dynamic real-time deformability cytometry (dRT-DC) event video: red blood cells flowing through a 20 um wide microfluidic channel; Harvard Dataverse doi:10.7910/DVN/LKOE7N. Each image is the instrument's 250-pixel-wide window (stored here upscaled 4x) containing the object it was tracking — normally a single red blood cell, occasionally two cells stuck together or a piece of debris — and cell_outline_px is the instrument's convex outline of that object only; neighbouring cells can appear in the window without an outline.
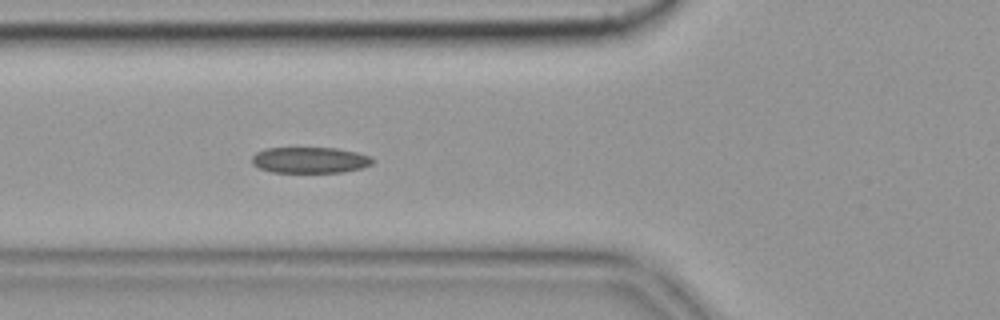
{"species": "common noctule bat (a hibernating species)", "species_latin": "Nyctalus noctula", "temperature_condition": "cold", "stored_images_in_passage": 42, "camera_frame_rate_fps": 3000, "um_per_image_px": 0.085, "animal": {"sex": "female", "body_mass_g": 19.9}, "frame": {"image": 1, "passage_image": 7, "time_ms": 2.0, "image_size_px": [1000, 320], "cell_outline_px": [[372, 164], [360, 168], [344, 172], [272, 172], [260, 168], [252, 164], [252, 156], [256, 152], [268, 148], [336, 148], [356, 152], [368, 156], [372, 160]], "centroid_in_image_um": [26.31, 13.61], "position_along_channel_um": 99.5, "area_um2": 18.09}, "authors_computed_cell_mechanics": {"area_um2": 18.5538, "velocity_mm_per_s": 3.6282, "shape_relaxation_time_tau1_ms": null, "shape_relaxation_time_tau2_ms": 4.9283, "deformation_change_tau1": null, "deformation_change_tau2": 0.108}}